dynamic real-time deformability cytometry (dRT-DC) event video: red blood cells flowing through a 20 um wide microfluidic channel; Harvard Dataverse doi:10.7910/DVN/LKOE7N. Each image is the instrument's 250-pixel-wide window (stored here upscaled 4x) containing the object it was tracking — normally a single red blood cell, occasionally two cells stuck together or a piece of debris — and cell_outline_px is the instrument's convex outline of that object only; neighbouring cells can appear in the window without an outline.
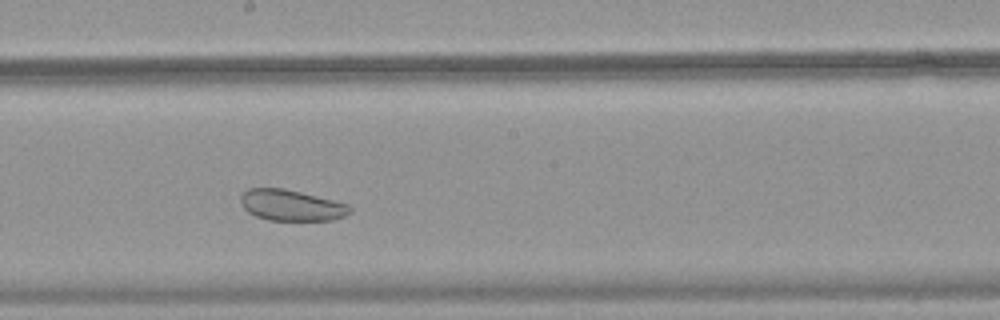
{"species": "common noctule bat (a hibernating species)", "species_latin": "Nyctalus noctula", "temperature_condition": "warm", "stored_images_in_passage": 36, "camera_frame_rate_fps": 3000, "um_per_image_px": 0.085, "animal": {"sex": "female", "body_mass_g": 18.4}, "frame": {"image": 1, "passage_image": 21, "time_ms": 6.667, "image_size_px": [1000, 320], "cell_outline_px": [[352, 212], [344, 216], [332, 220], [268, 220], [256, 216], [248, 212], [240, 204], [240, 196], [248, 188], [284, 188], [348, 204], [352, 208]], "centroid_in_image_um": [24.74, 17.45], "position_along_channel_um": 223.5, "area_um2": 19.71}}
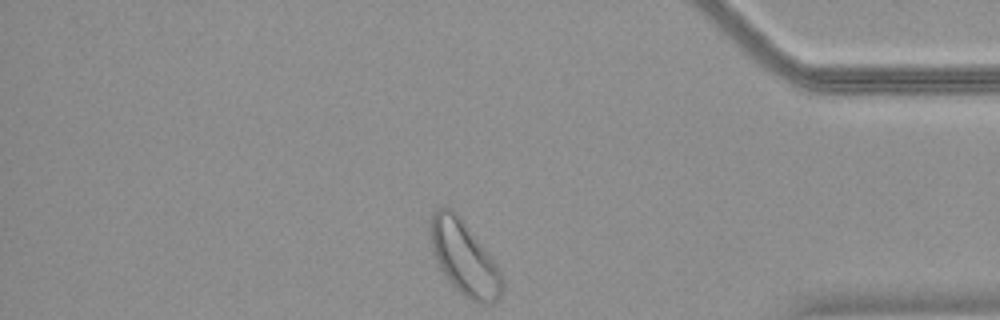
{"frame": {"image": 2, "passage_image": 36, "time_ms": 11.667, "image_size_px": [1000, 320], "cell_outline_px": [[504, 288], [500, 296], [492, 304], [476, 304], [464, 296], [444, 276], [440, 268], [432, 248], [428, 236], [428, 220], [432, 212], [440, 208], [452, 208], [456, 212], [500, 268], [504, 280]], "centroid_in_image_um": [39.45, 21.94], "position_along_channel_um": 395.8, "area_um2": 31.33}}